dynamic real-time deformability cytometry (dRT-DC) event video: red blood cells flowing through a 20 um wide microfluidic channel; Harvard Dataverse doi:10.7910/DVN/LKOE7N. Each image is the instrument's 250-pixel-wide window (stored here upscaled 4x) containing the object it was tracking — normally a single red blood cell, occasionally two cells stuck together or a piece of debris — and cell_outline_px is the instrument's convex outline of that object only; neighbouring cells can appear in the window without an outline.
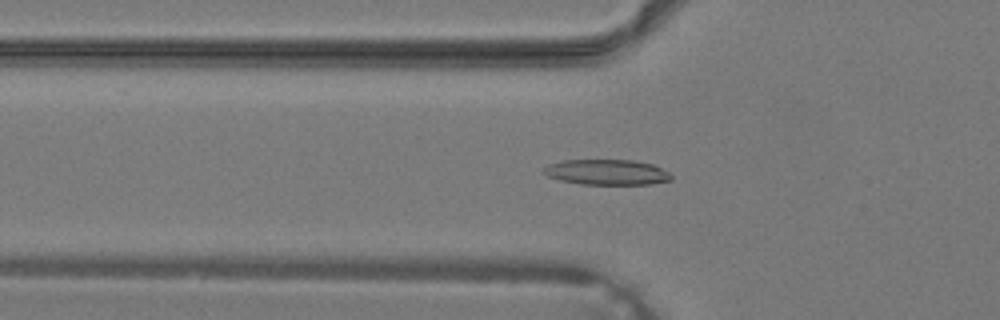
{"species": "common noctule bat (a hibernating species)", "species_latin": "Nyctalus noctula", "temperature_condition": "warm", "stored_images_in_passage": 29, "camera_frame_rate_fps": 3000, "um_per_image_px": 0.085, "animal": {"sex": "male", "body_mass_g": 19.2, "forearm_length_mm": 51.8}, "frame": {"image": 1, "passage_image": 4, "time_ms": 1.0, "image_size_px": [1000, 320], "cell_outline_px": [[672, 180], [648, 184], [580, 184], [560, 180], [548, 176], [544, 172], [544, 168], [548, 164], [564, 160], [632, 160], [652, 164], [668, 172], [672, 176]], "centroid_in_image_um": [51.58, 14.63], "position_along_channel_um": 74.2, "area_um2": 18.73}}
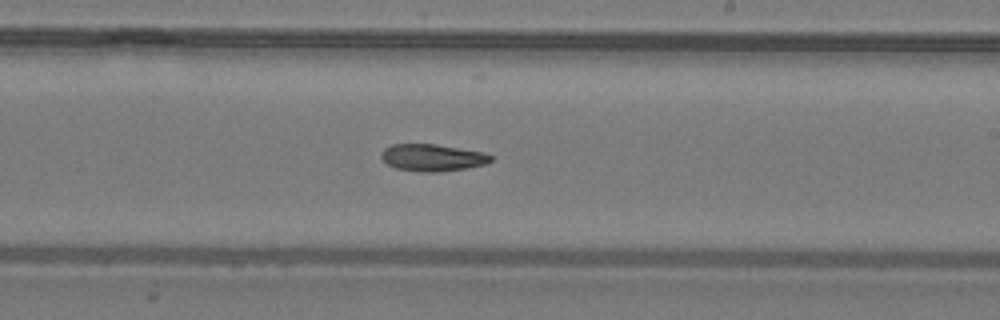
{"frame": {"image": 2, "passage_image": 14, "time_ms": 4.333, "image_size_px": [1000, 320], "cell_outline_px": [[492, 160], [484, 164], [464, 168], [440, 172], [420, 172], [396, 168], [388, 164], [380, 156], [380, 152], [384, 148], [392, 144], [436, 144], [484, 152], [492, 156]], "centroid_in_image_um": [36.73, 13.39], "position_along_channel_um": 252.3, "area_um2": 17.22}}
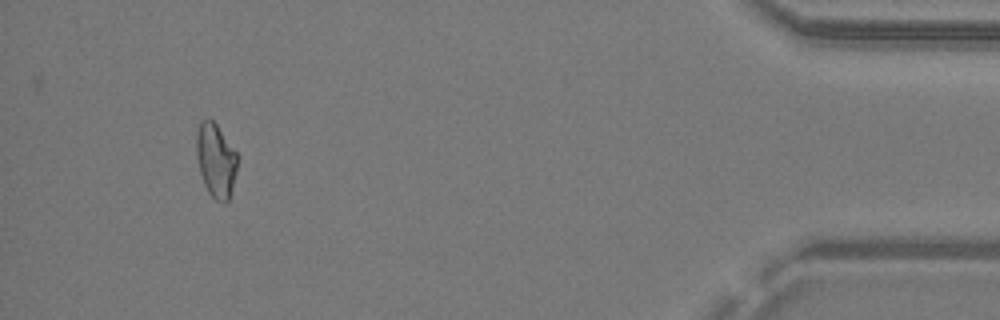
{"frame": {"image": 3, "passage_image": 27, "time_ms": 8.667, "image_size_px": [1000, 320], "cell_outline_px": [[236, 172], [228, 204], [224, 204], [216, 200], [208, 192], [204, 184], [200, 172], [196, 156], [196, 132], [200, 120], [212, 120], [216, 124], [236, 152]], "centroid_in_image_um": [18.32, 13.66], "position_along_channel_um": 416.9, "area_um2": 17.57}}